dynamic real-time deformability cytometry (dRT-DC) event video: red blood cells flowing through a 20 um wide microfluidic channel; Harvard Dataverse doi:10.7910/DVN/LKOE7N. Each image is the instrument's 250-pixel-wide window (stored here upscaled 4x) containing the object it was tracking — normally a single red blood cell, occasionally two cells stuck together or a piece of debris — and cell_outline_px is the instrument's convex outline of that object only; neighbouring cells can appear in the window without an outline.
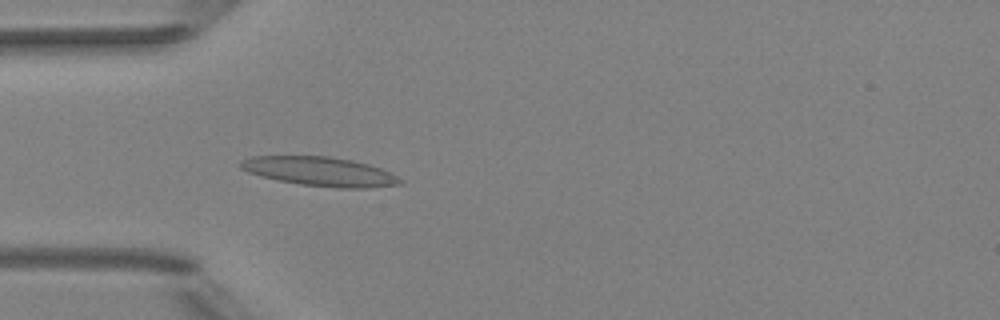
{"species": "Egyptian fruit bat (a non-hibernating species)", "species_latin": "Rousettus aegyptiacus", "temperature_condition": "room temperature", "stored_images_in_passage": 3, "camera_frame_rate_fps": 3000, "um_per_image_px": 0.085, "animal": {"sex": "female"}, "frame": {"image": 1, "passage_image": 3, "time_ms": 3.333, "image_size_px": [1000, 320], "cell_outline_px": [[404, 184], [368, 188], [336, 188], [300, 184], [260, 176], [248, 172], [240, 168], [240, 160], [252, 156], [328, 156], [352, 160], [368, 164], [380, 168], [404, 180]], "centroid_in_image_um": [27.21, 14.58], "position_along_channel_um": 57.8, "area_um2": 27.11}}